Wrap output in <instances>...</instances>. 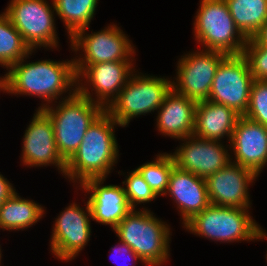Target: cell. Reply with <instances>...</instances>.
Returning a JSON list of instances; mask_svg holds the SVG:
<instances>
[{"label":"cell","mask_w":267,"mask_h":266,"mask_svg":"<svg viewBox=\"0 0 267 266\" xmlns=\"http://www.w3.org/2000/svg\"><path fill=\"white\" fill-rule=\"evenodd\" d=\"M119 127L105 110L88 127L77 151L66 162L64 178L73 188L89 178H109L116 170L122 154L115 134Z\"/></svg>","instance_id":"obj_2"},{"label":"cell","mask_w":267,"mask_h":266,"mask_svg":"<svg viewBox=\"0 0 267 266\" xmlns=\"http://www.w3.org/2000/svg\"><path fill=\"white\" fill-rule=\"evenodd\" d=\"M107 178H89L74 191L87 199L92 220L112 230L132 210L128 203L123 184H109ZM107 183V184H106Z\"/></svg>","instance_id":"obj_17"},{"label":"cell","mask_w":267,"mask_h":266,"mask_svg":"<svg viewBox=\"0 0 267 266\" xmlns=\"http://www.w3.org/2000/svg\"><path fill=\"white\" fill-rule=\"evenodd\" d=\"M252 211L210 204L187 221L182 230L216 244L263 242L267 239V231L256 222Z\"/></svg>","instance_id":"obj_3"},{"label":"cell","mask_w":267,"mask_h":266,"mask_svg":"<svg viewBox=\"0 0 267 266\" xmlns=\"http://www.w3.org/2000/svg\"><path fill=\"white\" fill-rule=\"evenodd\" d=\"M243 55L248 61L254 79L267 80V47L260 46L253 38H249Z\"/></svg>","instance_id":"obj_29"},{"label":"cell","mask_w":267,"mask_h":266,"mask_svg":"<svg viewBox=\"0 0 267 266\" xmlns=\"http://www.w3.org/2000/svg\"><path fill=\"white\" fill-rule=\"evenodd\" d=\"M169 224L151 209H132L111 231L147 266H166L172 254L173 227Z\"/></svg>","instance_id":"obj_4"},{"label":"cell","mask_w":267,"mask_h":266,"mask_svg":"<svg viewBox=\"0 0 267 266\" xmlns=\"http://www.w3.org/2000/svg\"><path fill=\"white\" fill-rule=\"evenodd\" d=\"M57 19L65 28L67 43L80 29L89 27L95 19L99 0H53Z\"/></svg>","instance_id":"obj_23"},{"label":"cell","mask_w":267,"mask_h":266,"mask_svg":"<svg viewBox=\"0 0 267 266\" xmlns=\"http://www.w3.org/2000/svg\"><path fill=\"white\" fill-rule=\"evenodd\" d=\"M240 116L233 108L223 104L210 100L199 101L195 111L193 135L207 140L230 143Z\"/></svg>","instance_id":"obj_21"},{"label":"cell","mask_w":267,"mask_h":266,"mask_svg":"<svg viewBox=\"0 0 267 266\" xmlns=\"http://www.w3.org/2000/svg\"><path fill=\"white\" fill-rule=\"evenodd\" d=\"M265 259H266V264H267V250H266V254H265Z\"/></svg>","instance_id":"obj_35"},{"label":"cell","mask_w":267,"mask_h":266,"mask_svg":"<svg viewBox=\"0 0 267 266\" xmlns=\"http://www.w3.org/2000/svg\"><path fill=\"white\" fill-rule=\"evenodd\" d=\"M176 59L172 89L196 102L208 100L216 70L227 54L196 48Z\"/></svg>","instance_id":"obj_11"},{"label":"cell","mask_w":267,"mask_h":266,"mask_svg":"<svg viewBox=\"0 0 267 266\" xmlns=\"http://www.w3.org/2000/svg\"><path fill=\"white\" fill-rule=\"evenodd\" d=\"M169 153L175 166L206 179L224 168L230 161V144L190 135L179 140Z\"/></svg>","instance_id":"obj_15"},{"label":"cell","mask_w":267,"mask_h":266,"mask_svg":"<svg viewBox=\"0 0 267 266\" xmlns=\"http://www.w3.org/2000/svg\"><path fill=\"white\" fill-rule=\"evenodd\" d=\"M136 63V61H115L74 65L77 92L106 109L137 69Z\"/></svg>","instance_id":"obj_12"},{"label":"cell","mask_w":267,"mask_h":266,"mask_svg":"<svg viewBox=\"0 0 267 266\" xmlns=\"http://www.w3.org/2000/svg\"><path fill=\"white\" fill-rule=\"evenodd\" d=\"M31 51L4 12H0V67L7 71ZM6 69V70H5Z\"/></svg>","instance_id":"obj_25"},{"label":"cell","mask_w":267,"mask_h":266,"mask_svg":"<svg viewBox=\"0 0 267 266\" xmlns=\"http://www.w3.org/2000/svg\"><path fill=\"white\" fill-rule=\"evenodd\" d=\"M3 256H5V255H3V250H2V246H1V244H0V265L3 263L2 261H3Z\"/></svg>","instance_id":"obj_33"},{"label":"cell","mask_w":267,"mask_h":266,"mask_svg":"<svg viewBox=\"0 0 267 266\" xmlns=\"http://www.w3.org/2000/svg\"><path fill=\"white\" fill-rule=\"evenodd\" d=\"M42 110L52 121L58 153L67 162L77 151L88 127L105 109L76 91Z\"/></svg>","instance_id":"obj_6"},{"label":"cell","mask_w":267,"mask_h":266,"mask_svg":"<svg viewBox=\"0 0 267 266\" xmlns=\"http://www.w3.org/2000/svg\"><path fill=\"white\" fill-rule=\"evenodd\" d=\"M37 52L38 50H31L1 74V86L4 94L11 95L10 97L39 98L41 103L36 109H43L71 97L77 91V76L73 55L69 59L56 60L48 57L31 61L30 58Z\"/></svg>","instance_id":"obj_1"},{"label":"cell","mask_w":267,"mask_h":266,"mask_svg":"<svg viewBox=\"0 0 267 266\" xmlns=\"http://www.w3.org/2000/svg\"><path fill=\"white\" fill-rule=\"evenodd\" d=\"M198 5L192 22L196 47L227 55L243 54L247 39L235 26L226 2L199 0Z\"/></svg>","instance_id":"obj_7"},{"label":"cell","mask_w":267,"mask_h":266,"mask_svg":"<svg viewBox=\"0 0 267 266\" xmlns=\"http://www.w3.org/2000/svg\"><path fill=\"white\" fill-rule=\"evenodd\" d=\"M21 145V166L29 169L52 166L64 178L66 162L58 153L52 121L42 109H35L24 130Z\"/></svg>","instance_id":"obj_14"},{"label":"cell","mask_w":267,"mask_h":266,"mask_svg":"<svg viewBox=\"0 0 267 266\" xmlns=\"http://www.w3.org/2000/svg\"><path fill=\"white\" fill-rule=\"evenodd\" d=\"M119 25L115 21L98 31L90 30L91 26L78 30L68 44L74 56V65L137 61L138 49L129 38L130 35Z\"/></svg>","instance_id":"obj_8"},{"label":"cell","mask_w":267,"mask_h":266,"mask_svg":"<svg viewBox=\"0 0 267 266\" xmlns=\"http://www.w3.org/2000/svg\"><path fill=\"white\" fill-rule=\"evenodd\" d=\"M81 196L83 205L81 206V202H77L76 198L71 200L72 202L54 217L50 229L52 231L48 243L49 251L56 260L65 264L81 255L92 236L90 206L85 196Z\"/></svg>","instance_id":"obj_10"},{"label":"cell","mask_w":267,"mask_h":266,"mask_svg":"<svg viewBox=\"0 0 267 266\" xmlns=\"http://www.w3.org/2000/svg\"><path fill=\"white\" fill-rule=\"evenodd\" d=\"M260 46L267 47V21L252 37Z\"/></svg>","instance_id":"obj_32"},{"label":"cell","mask_w":267,"mask_h":266,"mask_svg":"<svg viewBox=\"0 0 267 266\" xmlns=\"http://www.w3.org/2000/svg\"><path fill=\"white\" fill-rule=\"evenodd\" d=\"M163 197H170L174 206L172 208L180 216L181 227L211 204L206 180L176 166L173 167L168 189Z\"/></svg>","instance_id":"obj_19"},{"label":"cell","mask_w":267,"mask_h":266,"mask_svg":"<svg viewBox=\"0 0 267 266\" xmlns=\"http://www.w3.org/2000/svg\"><path fill=\"white\" fill-rule=\"evenodd\" d=\"M109 253L111 254H109L110 258L112 256L111 260H114L116 266H137V263H140L142 266H147L144 261L132 250L131 247L121 242L120 240L116 242V245H112ZM121 262H123V265Z\"/></svg>","instance_id":"obj_30"},{"label":"cell","mask_w":267,"mask_h":266,"mask_svg":"<svg viewBox=\"0 0 267 266\" xmlns=\"http://www.w3.org/2000/svg\"><path fill=\"white\" fill-rule=\"evenodd\" d=\"M175 166L173 157L169 152H158L153 160L140 164L135 169L143 177L158 197H163L167 192L169 178Z\"/></svg>","instance_id":"obj_26"},{"label":"cell","mask_w":267,"mask_h":266,"mask_svg":"<svg viewBox=\"0 0 267 266\" xmlns=\"http://www.w3.org/2000/svg\"><path fill=\"white\" fill-rule=\"evenodd\" d=\"M115 172L119 174V177L120 175L125 177L122 180V184L131 208L138 210H150V208H148L150 203L155 202L156 199L158 200V196L145 182L139 172L135 168L131 171L128 169L127 172H123L122 170Z\"/></svg>","instance_id":"obj_27"},{"label":"cell","mask_w":267,"mask_h":266,"mask_svg":"<svg viewBox=\"0 0 267 266\" xmlns=\"http://www.w3.org/2000/svg\"><path fill=\"white\" fill-rule=\"evenodd\" d=\"M138 67L105 111L122 128L136 118L156 114L172 89L171 76L144 73Z\"/></svg>","instance_id":"obj_5"},{"label":"cell","mask_w":267,"mask_h":266,"mask_svg":"<svg viewBox=\"0 0 267 266\" xmlns=\"http://www.w3.org/2000/svg\"><path fill=\"white\" fill-rule=\"evenodd\" d=\"M259 177L249 168L230 161L206 180L210 203L216 206L252 209L250 187Z\"/></svg>","instance_id":"obj_16"},{"label":"cell","mask_w":267,"mask_h":266,"mask_svg":"<svg viewBox=\"0 0 267 266\" xmlns=\"http://www.w3.org/2000/svg\"><path fill=\"white\" fill-rule=\"evenodd\" d=\"M229 144L231 161L260 177L267 168V127L240 116Z\"/></svg>","instance_id":"obj_18"},{"label":"cell","mask_w":267,"mask_h":266,"mask_svg":"<svg viewBox=\"0 0 267 266\" xmlns=\"http://www.w3.org/2000/svg\"><path fill=\"white\" fill-rule=\"evenodd\" d=\"M7 3L3 12L31 50L60 52L53 0H9Z\"/></svg>","instance_id":"obj_9"},{"label":"cell","mask_w":267,"mask_h":266,"mask_svg":"<svg viewBox=\"0 0 267 266\" xmlns=\"http://www.w3.org/2000/svg\"><path fill=\"white\" fill-rule=\"evenodd\" d=\"M14 192L7 200L0 205V230L2 232L28 231L40 220L46 217L45 205L31 199L24 198Z\"/></svg>","instance_id":"obj_22"},{"label":"cell","mask_w":267,"mask_h":266,"mask_svg":"<svg viewBox=\"0 0 267 266\" xmlns=\"http://www.w3.org/2000/svg\"><path fill=\"white\" fill-rule=\"evenodd\" d=\"M253 82L245 56L227 55L216 70L208 100L233 108L243 116L249 105Z\"/></svg>","instance_id":"obj_13"},{"label":"cell","mask_w":267,"mask_h":266,"mask_svg":"<svg viewBox=\"0 0 267 266\" xmlns=\"http://www.w3.org/2000/svg\"><path fill=\"white\" fill-rule=\"evenodd\" d=\"M197 103L171 89L154 116L155 131L176 142L193 135Z\"/></svg>","instance_id":"obj_20"},{"label":"cell","mask_w":267,"mask_h":266,"mask_svg":"<svg viewBox=\"0 0 267 266\" xmlns=\"http://www.w3.org/2000/svg\"><path fill=\"white\" fill-rule=\"evenodd\" d=\"M246 118L267 127V80H257L251 86Z\"/></svg>","instance_id":"obj_28"},{"label":"cell","mask_w":267,"mask_h":266,"mask_svg":"<svg viewBox=\"0 0 267 266\" xmlns=\"http://www.w3.org/2000/svg\"><path fill=\"white\" fill-rule=\"evenodd\" d=\"M16 191L15 185L0 172V205Z\"/></svg>","instance_id":"obj_31"},{"label":"cell","mask_w":267,"mask_h":266,"mask_svg":"<svg viewBox=\"0 0 267 266\" xmlns=\"http://www.w3.org/2000/svg\"><path fill=\"white\" fill-rule=\"evenodd\" d=\"M235 26L246 38H252L267 21V0H224Z\"/></svg>","instance_id":"obj_24"},{"label":"cell","mask_w":267,"mask_h":266,"mask_svg":"<svg viewBox=\"0 0 267 266\" xmlns=\"http://www.w3.org/2000/svg\"><path fill=\"white\" fill-rule=\"evenodd\" d=\"M4 94V91H3V88H2V86H1V73H0V94Z\"/></svg>","instance_id":"obj_34"}]
</instances>
